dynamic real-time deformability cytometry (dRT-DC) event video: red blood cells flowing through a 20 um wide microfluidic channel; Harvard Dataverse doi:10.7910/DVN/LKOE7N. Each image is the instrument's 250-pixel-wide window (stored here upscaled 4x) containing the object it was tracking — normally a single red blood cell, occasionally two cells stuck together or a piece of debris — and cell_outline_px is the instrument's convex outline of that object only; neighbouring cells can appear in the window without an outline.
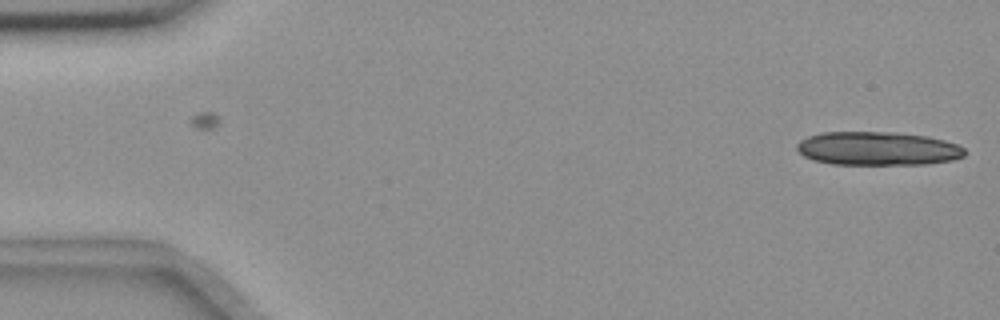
{"species": "common noctule bat (a hibernating species)", "species_latin": "Nyctalus noctula", "temperature_condition": "room temperature", "stored_images_in_passage": 9, "camera_frame_rate_fps": 3000, "um_per_image_px": 0.085, "animal": {"sex": "female", "body_mass_g": 18.4}, "frame": {"image": 1, "passage_image": 9, "time_ms": 2.667, "image_size_px": [1000, 320], "cell_outline_px": [[964, 156], [952, 160], [924, 164], [832, 164], [812, 160], [804, 156], [796, 148], [796, 144], [800, 140], [808, 136], [820, 132], [896, 132], [928, 136], [944, 140], [956, 144], [964, 148]], "centroid_in_image_um": [74.57, 12.62], "position_along_channel_um": 10.4, "area_um2": 32.95}}